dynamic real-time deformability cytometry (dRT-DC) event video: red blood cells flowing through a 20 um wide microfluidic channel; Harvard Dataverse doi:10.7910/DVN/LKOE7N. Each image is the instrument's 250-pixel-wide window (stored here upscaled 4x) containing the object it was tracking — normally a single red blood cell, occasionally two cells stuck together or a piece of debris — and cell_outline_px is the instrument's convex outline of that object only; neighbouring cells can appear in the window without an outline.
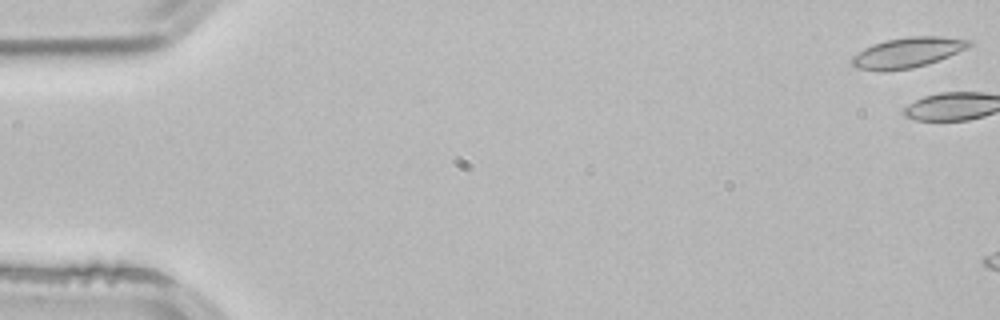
{"species": "common noctule bat (a hibernating species)", "species_latin": "Nyctalus noctula", "temperature_condition": "room temperature", "stored_images_in_passage": 3, "camera_frame_rate_fps": 3000, "um_per_image_px": 0.085, "animal": {"sex": "male", "body_mass_g": 21.5, "forearm_length_mm": 52.0}, "frame": {"image": 1, "passage_image": 1, "time_ms": 0.0, "image_size_px": [1000, 320], "cell_outline_px": [[972, 44], [968, 48], [928, 64], [912, 68], [884, 72], [876, 72], [856, 68], [848, 60], [852, 56], [864, 48], [872, 44], [888, 40], [908, 36], [940, 36], [972, 40]], "centroid_in_image_um": [77.1, 4.48], "position_along_channel_um": 7.9, "area_um2": 20.98}}